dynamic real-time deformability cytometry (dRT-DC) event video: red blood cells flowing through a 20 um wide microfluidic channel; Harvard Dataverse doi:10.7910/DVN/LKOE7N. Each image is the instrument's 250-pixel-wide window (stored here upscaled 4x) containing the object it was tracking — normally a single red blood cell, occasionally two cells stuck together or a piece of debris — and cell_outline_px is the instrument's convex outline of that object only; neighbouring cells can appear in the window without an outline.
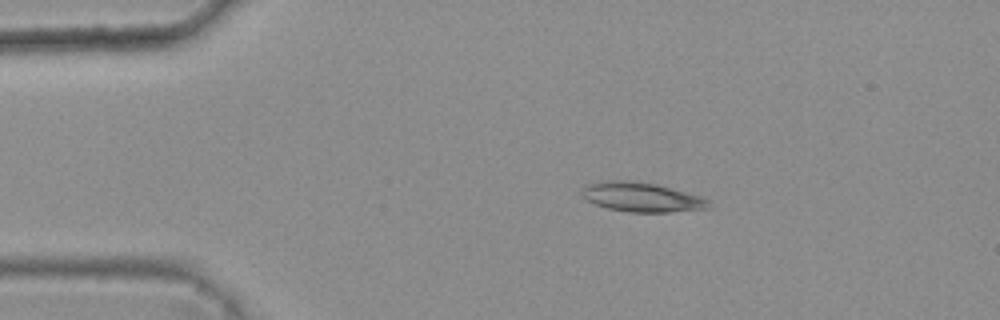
{"species": "common noctule bat (a hibernating species)", "species_latin": "Nyctalus noctula", "temperature_condition": "warm", "stored_images_in_passage": 37, "camera_frame_rate_fps": 3000, "um_per_image_px": 0.085, "animal": {"sex": "female", "body_mass_g": 25.1}, "frame": {"image": 1, "passage_image": 1, "time_ms": 0.0, "image_size_px": [1000, 320], "cell_outline_px": [[712, 208], [668, 212], [628, 212], [608, 208], [596, 204], [580, 196], [580, 192], [584, 184], [600, 180], [632, 180], [656, 184], [700, 196], [708, 200]], "centroid_in_image_um": [54.48, 16.74], "position_along_channel_um": 30.5, "area_um2": 21.96}}
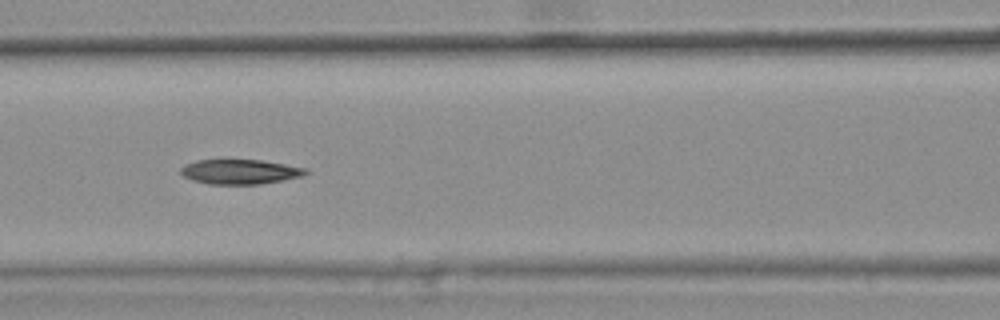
{"frame": {"image": 2, "passage_image": 14, "time_ms": 4.333, "image_size_px": [1000, 320], "cell_outline_px": [[308, 172], [300, 176], [260, 184], [208, 184], [192, 180], [184, 176], [180, 172], [180, 168], [196, 160], [260, 160], [308, 168]], "centroid_in_image_um": [20.38, 14.6], "position_along_channel_um": 146.2, "area_um2": 17.74}}
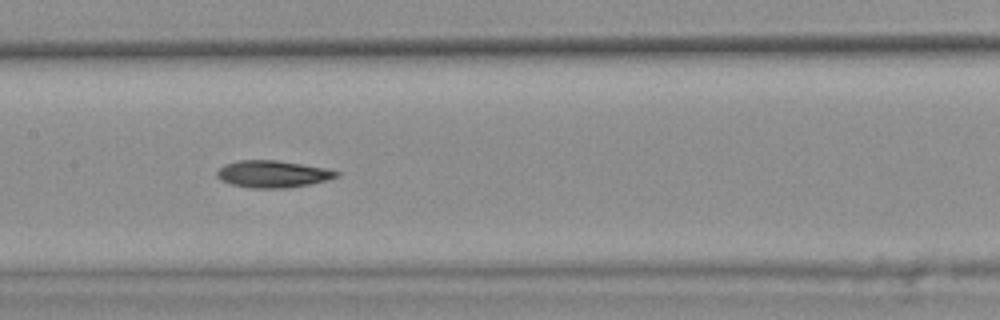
{"frame": {"image": 3, "passage_image": 17, "time_ms": 5.333, "image_size_px": [1000, 320], "cell_outline_px": [[340, 176], [308, 184], [288, 188], [248, 188], [232, 184], [220, 180], [216, 176], [216, 172], [224, 164], [240, 160], [276, 160], [324, 168], [340, 172]], "centroid_in_image_um": [23.13, 14.79], "position_along_channel_um": 184.3, "area_um2": 18.67}}